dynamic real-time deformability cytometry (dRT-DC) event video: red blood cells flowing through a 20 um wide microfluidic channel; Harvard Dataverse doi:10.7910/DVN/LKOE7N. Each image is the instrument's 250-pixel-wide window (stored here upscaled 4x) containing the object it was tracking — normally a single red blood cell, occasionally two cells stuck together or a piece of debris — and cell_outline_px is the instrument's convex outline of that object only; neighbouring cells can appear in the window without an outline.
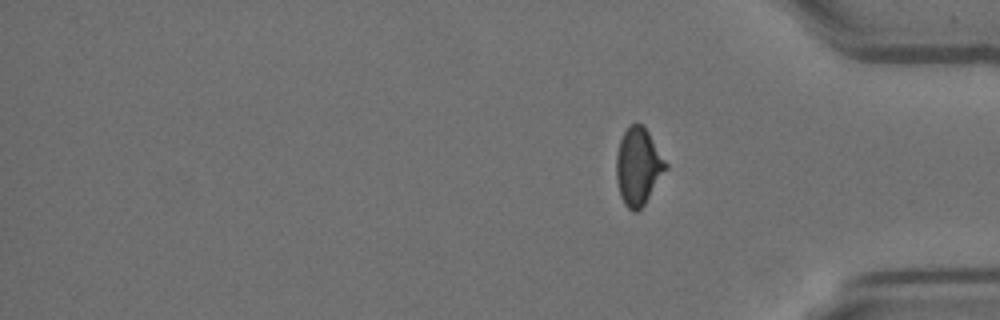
{"species": "Egyptian fruit bat (a non-hibernating species)", "species_latin": "Rousettus aegyptiacus", "temperature_condition": "room temperature", "stored_images_in_passage": 42, "segment_of_instrument_passage": [2, 2], "camera_frame_rate_fps": 3000, "um_per_image_px": 0.085, "animal": {"sex": "female"}, "frame": {"image": 1, "passage_image": 42, "time_ms": 13.667, "image_size_px": [1000, 320], "cell_outline_px": [[668, 168], [644, 204], [636, 212], [632, 212], [624, 204], [620, 196], [616, 180], [616, 156], [620, 140], [628, 124], [640, 124], [648, 132], [668, 164]], "centroid_in_image_um": [54.24, 14.16], "position_along_channel_um": 381.0, "area_um2": 22.2}}